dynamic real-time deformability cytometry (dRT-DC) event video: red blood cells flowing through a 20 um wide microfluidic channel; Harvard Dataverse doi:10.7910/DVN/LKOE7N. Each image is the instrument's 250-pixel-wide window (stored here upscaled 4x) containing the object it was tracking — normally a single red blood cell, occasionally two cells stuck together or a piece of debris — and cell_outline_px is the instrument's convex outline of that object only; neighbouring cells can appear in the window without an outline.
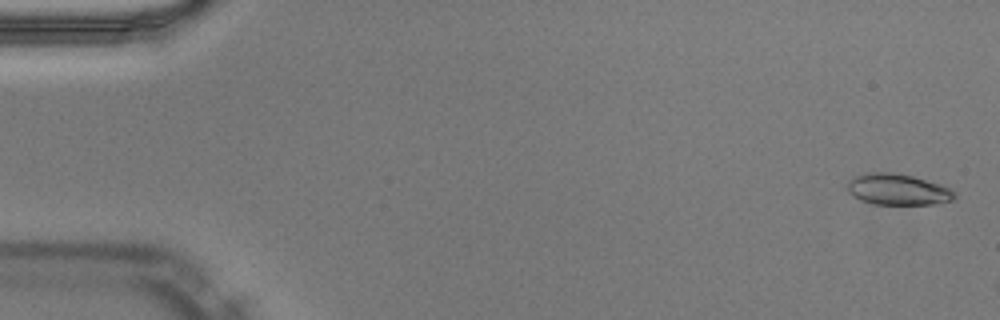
{"species": "Egyptian fruit bat (a non-hibernating species)", "species_latin": "Rousettus aegyptiacus", "temperature_condition": "warm", "stored_images_in_passage": 8, "camera_frame_rate_fps": 3000, "um_per_image_px": 0.085, "animal": {"sex": "male"}, "frame": {"image": 1, "passage_image": 2, "time_ms": 0.333, "image_size_px": [1000, 320], "cell_outline_px": [[956, 196], [952, 200], [932, 204], [872, 204], [860, 200], [852, 196], [848, 192], [848, 180], [856, 176], [868, 172], [888, 172], [912, 176], [948, 188], [956, 192]], "centroid_in_image_um": [76.25, 16.11], "position_along_channel_um": 8.7, "area_um2": 19.19}}